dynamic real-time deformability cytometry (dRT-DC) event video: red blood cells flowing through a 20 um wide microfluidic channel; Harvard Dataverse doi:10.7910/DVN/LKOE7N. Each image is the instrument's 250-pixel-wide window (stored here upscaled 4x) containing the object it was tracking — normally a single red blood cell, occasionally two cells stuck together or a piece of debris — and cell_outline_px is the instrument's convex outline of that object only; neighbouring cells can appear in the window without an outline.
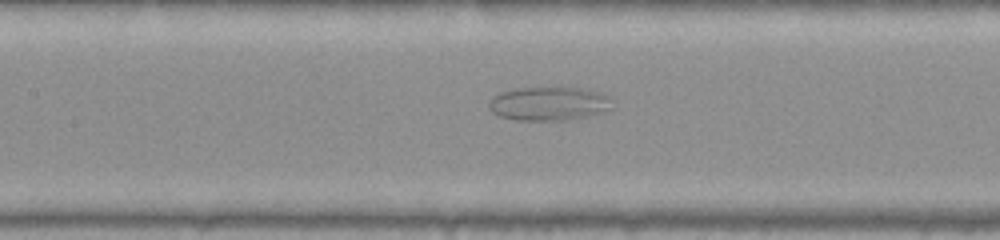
{"species": "common noctule bat (a hibernating species)", "species_latin": "Nyctalus noctula", "temperature_condition": "warm", "stored_images_in_passage": 48, "camera_frame_rate_fps": 3000, "um_per_image_px": 0.085, "animal": {"sex": "female", "body_mass_g": 22.0, "forearm_length_mm": 56.7}, "frame": {"image": 1, "passage_image": 19, "time_ms": 6.0, "image_size_px": [1000, 240], "cell_outline_px": [[612, 108], [588, 116], [568, 120], [516, 120], [500, 116], [492, 112], [488, 108], [488, 104], [500, 92], [516, 88], [580, 88], [604, 92], [608, 96]], "centroid_in_image_um": [46.66, 8.81], "position_along_channel_um": 160.7, "area_um2": 24.1}}
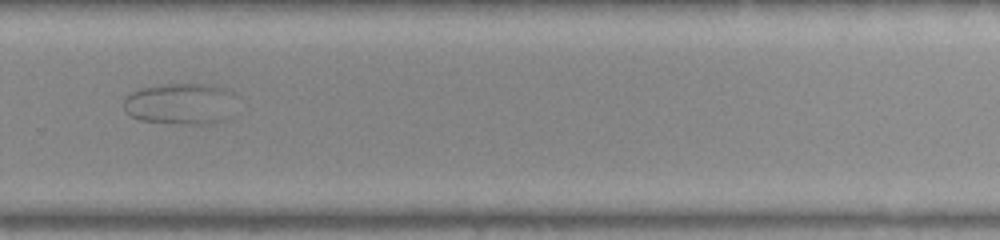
{"frame": {"image": 2, "passage_image": 31, "time_ms": 10.0, "image_size_px": [1000, 240], "cell_outline_px": [[240, 96], [232, 116], [224, 120], [204, 124], [180, 124], [140, 120], [132, 116], [124, 108], [124, 100], [132, 92], [140, 88], [164, 84], [216, 84], [236, 92]], "centroid_in_image_um": [15.5, 8.8], "position_along_channel_um": 314.3, "area_um2": 27.98}}
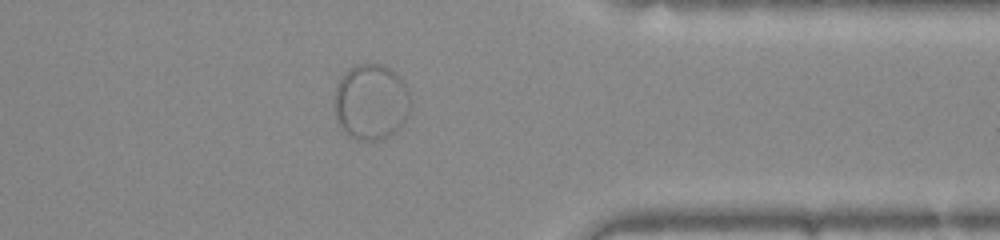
{"frame": {"image": 3, "passage_image": 37, "time_ms": 12.0, "image_size_px": [1000, 240], "cell_outline_px": [[408, 112], [400, 128], [384, 140], [356, 140], [348, 136], [340, 128], [336, 120], [336, 88], [344, 72], [348, 68], [356, 64], [380, 64], [388, 68], [408, 88]], "centroid_in_image_um": [31.51, 8.7], "position_along_channel_um": 379.9, "area_um2": 33.29}}